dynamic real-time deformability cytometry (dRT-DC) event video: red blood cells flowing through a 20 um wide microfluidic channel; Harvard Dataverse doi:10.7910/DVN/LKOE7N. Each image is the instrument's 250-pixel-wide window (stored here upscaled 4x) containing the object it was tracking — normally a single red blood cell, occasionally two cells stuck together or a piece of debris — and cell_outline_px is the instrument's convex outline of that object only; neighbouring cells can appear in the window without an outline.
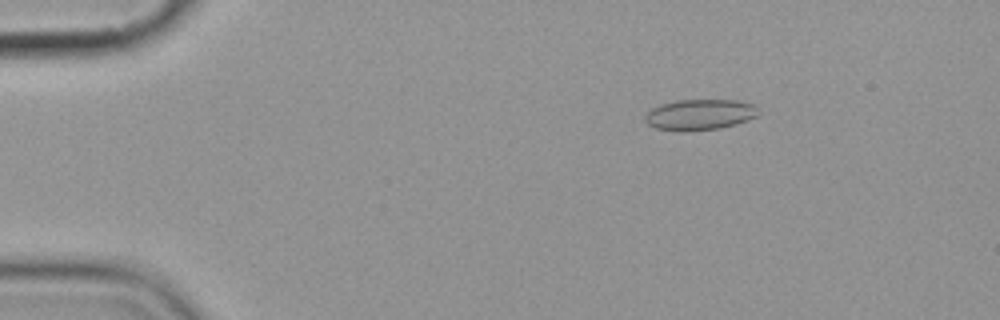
{"species": "common noctule bat (a hibernating species)", "species_latin": "Nyctalus noctula", "temperature_condition": "cold", "stored_images_in_passage": 5, "camera_frame_rate_fps": 3000, "um_per_image_px": 0.085, "animal": {"sex": "female", "body_mass_g": 19.9}, "frame": {"image": 1, "passage_image": 3, "time_ms": 2.667, "image_size_px": [1000, 320], "cell_outline_px": [[756, 116], [748, 120], [736, 124], [720, 128], [684, 132], [680, 132], [656, 128], [648, 124], [644, 120], [644, 116], [652, 108], [660, 104], [676, 100], [736, 100], [756, 104]], "centroid_in_image_um": [59.45, 9.75], "position_along_channel_um": 25.6, "area_um2": 20.46}}